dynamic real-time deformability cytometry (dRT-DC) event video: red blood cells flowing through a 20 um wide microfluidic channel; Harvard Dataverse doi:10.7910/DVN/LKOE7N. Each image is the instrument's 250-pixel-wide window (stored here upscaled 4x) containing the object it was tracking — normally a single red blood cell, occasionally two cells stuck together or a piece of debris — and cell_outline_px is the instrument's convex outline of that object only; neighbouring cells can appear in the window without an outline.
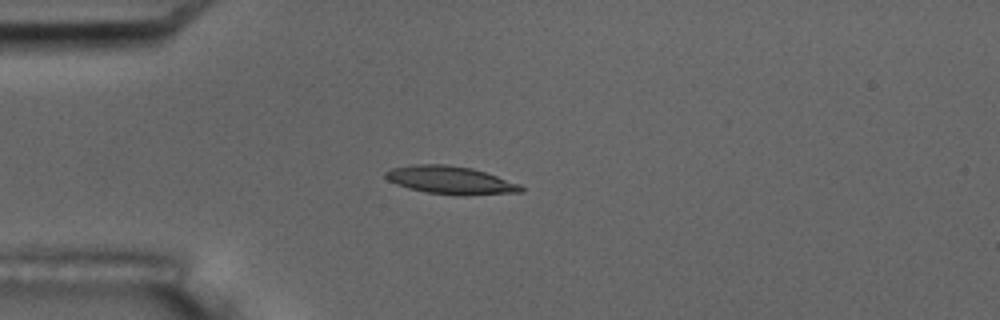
{"species": "common noctule bat (a hibernating species)", "species_latin": "Nyctalus noctula", "temperature_condition": "room temperature", "stored_images_in_passage": 8, "camera_frame_rate_fps": 3000, "um_per_image_px": 0.085, "animal": {"sex": "male", "body_mass_g": 17.5, "forearm_length_mm": 52.3}, "frame": {"image": 1, "passage_image": 4, "time_ms": 3.333, "image_size_px": [1000, 320], "cell_outline_px": [[524, 192], [468, 196], [460, 196], [428, 192], [408, 188], [396, 184], [388, 180], [384, 176], [384, 172], [392, 168], [416, 164], [444, 164], [472, 168], [520, 184], [524, 188]], "centroid_in_image_um": [38.31, 15.32], "position_along_channel_um": 46.7, "area_um2": 22.14}}
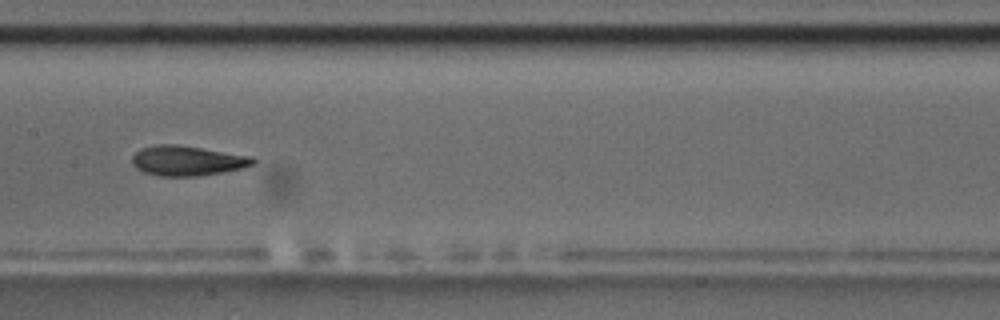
{"frame": {"image": 2, "passage_image": 8, "time_ms": 8.0, "image_size_px": [1000, 320], "cell_outline_px": [[256, 160], [252, 164], [240, 168], [200, 176], [160, 176], [144, 172], [136, 168], [132, 164], [132, 156], [140, 148], [160, 144], [176, 144], [252, 156]], "centroid_in_image_um": [15.87, 13.65], "position_along_channel_um": 191.5, "area_um2": 20.92}}